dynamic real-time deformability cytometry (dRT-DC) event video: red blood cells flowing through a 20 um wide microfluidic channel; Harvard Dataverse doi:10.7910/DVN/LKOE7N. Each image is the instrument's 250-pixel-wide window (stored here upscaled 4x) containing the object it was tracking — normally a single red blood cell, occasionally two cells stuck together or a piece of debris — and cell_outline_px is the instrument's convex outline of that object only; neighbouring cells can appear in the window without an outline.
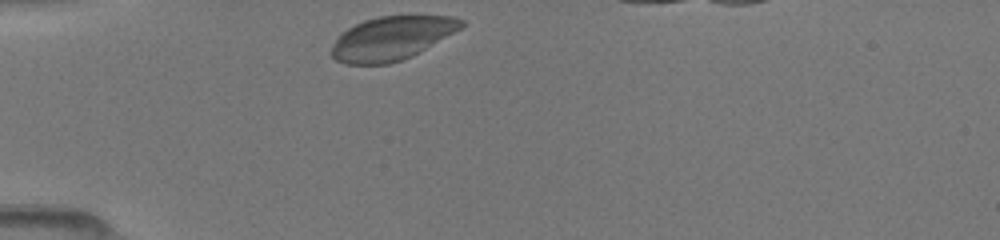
{"species": "common noctule bat (a hibernating species)", "species_latin": "Nyctalus noctula", "temperature_condition": "room temperature", "stored_images_in_passage": 32, "camera_frame_rate_fps": 3000, "um_per_image_px": 0.085, "animal": {"sex": "female", "body_mass_g": 19.5, "forearm_length_mm": 54.1}, "frame": {"image": 1, "passage_image": 1, "time_ms": 0.0, "image_size_px": [1000, 240], "cell_outline_px": [[464, 24], [460, 28], [420, 52], [412, 56], [388, 64], [344, 64], [336, 60], [328, 52], [340, 32], [364, 20], [380, 16], [452, 16], [464, 20]], "centroid_in_image_um": [33.23, 3.26], "position_along_channel_um": 51.8, "area_um2": 32.89}}